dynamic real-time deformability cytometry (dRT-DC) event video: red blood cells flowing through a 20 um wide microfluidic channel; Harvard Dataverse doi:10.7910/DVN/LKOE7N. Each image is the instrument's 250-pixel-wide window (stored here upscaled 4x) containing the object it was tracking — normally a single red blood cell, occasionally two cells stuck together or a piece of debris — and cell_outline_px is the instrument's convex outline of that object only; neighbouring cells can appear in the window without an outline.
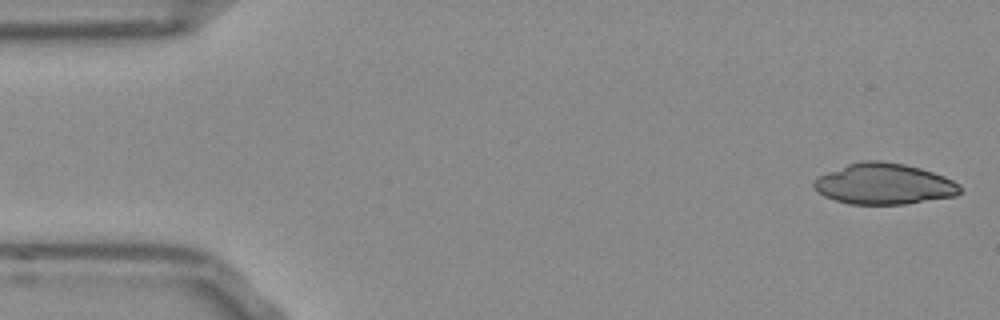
{"species": "Egyptian fruit bat (a non-hibernating species)", "species_latin": "Rousettus aegyptiacus", "temperature_condition": "room temperature", "stored_images_in_passage": 51, "camera_frame_rate_fps": 3000, "um_per_image_px": 0.085, "frame": {"image": 1, "passage_image": 1, "time_ms": 0.0, "image_size_px": [1000, 320], "cell_outline_px": [[964, 192], [956, 196], [904, 204], [848, 204], [824, 196], [816, 192], [812, 188], [812, 180], [828, 172], [848, 164], [864, 160], [880, 160], [904, 164], [920, 168], [944, 176], [952, 180]], "centroid_in_image_um": [75.11, 15.64], "position_along_channel_um": 9.9, "area_um2": 34.91}}